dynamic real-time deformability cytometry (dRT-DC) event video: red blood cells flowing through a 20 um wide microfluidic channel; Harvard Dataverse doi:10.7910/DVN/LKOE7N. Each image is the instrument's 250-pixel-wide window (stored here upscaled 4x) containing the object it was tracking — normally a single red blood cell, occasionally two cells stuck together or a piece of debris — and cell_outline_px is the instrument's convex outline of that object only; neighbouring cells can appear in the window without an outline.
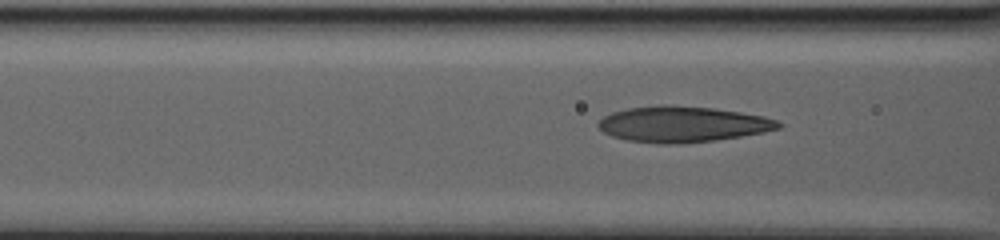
{"species": "human", "species_latin": "Homo sapiens", "temperature_condition": "warm", "stored_images_in_passage": 31, "camera_frame_rate_fps": 3000, "um_per_image_px": 0.085, "donor": {"sex": "male"}, "frame": {"image": 1, "passage_image": 27, "time_ms": 10.0, "image_size_px": [1000, 240], "cell_outline_px": [[784, 124], [780, 128], [764, 132], [716, 140], [672, 144], [656, 144], [628, 140], [612, 136], [604, 132], [596, 124], [604, 116], [612, 112], [628, 108], [660, 104], [672, 104], [716, 108], [764, 116], [776, 120]], "centroid_in_image_um": [58.02, 10.54], "position_along_channel_um": 108.6, "area_um2": 37.86}}